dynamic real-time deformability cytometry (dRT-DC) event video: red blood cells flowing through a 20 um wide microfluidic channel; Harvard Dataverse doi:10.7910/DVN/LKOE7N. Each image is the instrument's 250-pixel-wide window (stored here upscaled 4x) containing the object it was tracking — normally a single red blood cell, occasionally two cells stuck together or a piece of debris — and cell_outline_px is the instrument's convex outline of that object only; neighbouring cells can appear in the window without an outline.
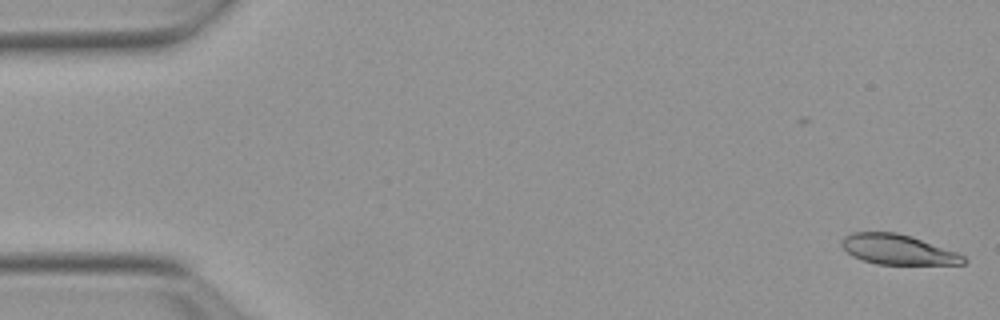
{"species": "Egyptian fruit bat (a non-hibernating species)", "species_latin": "Rousettus aegyptiacus", "temperature_condition": "warm", "stored_images_in_passage": 53, "camera_frame_rate_fps": 3000, "um_per_image_px": 0.085, "animal": {"sex": "female"}, "frame": {"image": 1, "passage_image": 1, "time_ms": 0.0, "image_size_px": [1000, 320], "cell_outline_px": [[968, 260], [964, 264], [876, 264], [852, 256], [840, 244], [840, 240], [844, 236], [852, 232], [896, 232], [912, 236], [956, 252], [964, 256]], "centroid_in_image_um": [76.3, 21.2], "position_along_channel_um": 8.7, "area_um2": 21.27}}
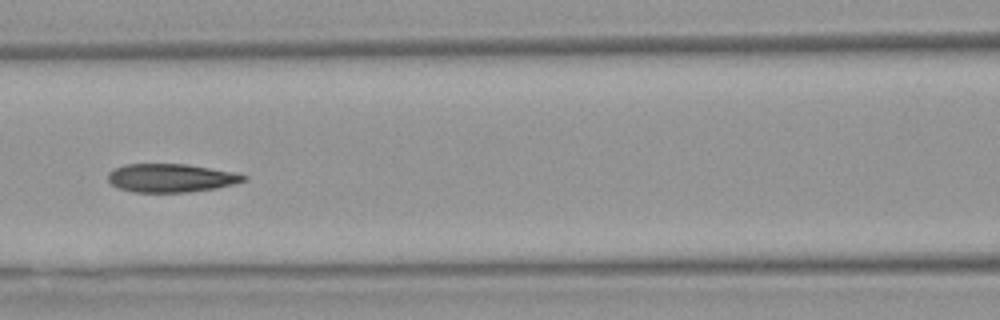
{"frame": {"image": 2, "passage_image": 23, "time_ms": 7.333, "image_size_px": [1000, 320], "cell_outline_px": [[248, 180], [216, 188], [188, 192], [132, 192], [120, 188], [112, 184], [108, 180], [108, 172], [124, 164], [188, 164], [232, 172], [248, 176]], "centroid_in_image_um": [14.53, 15.12], "position_along_channel_um": 152.1, "area_um2": 22.37}}
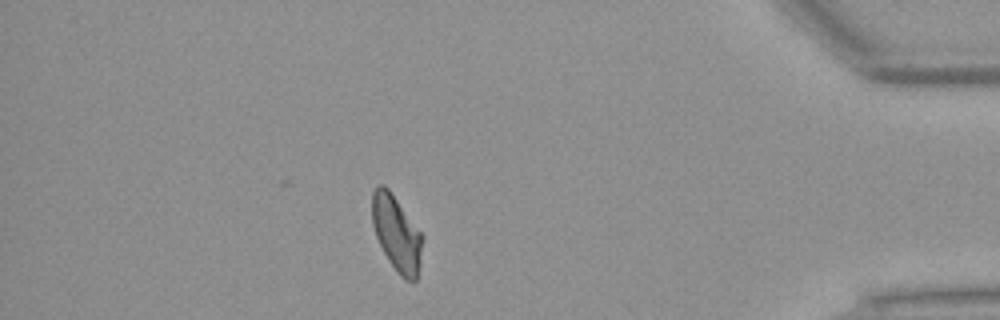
{"frame": {"image": 3, "passage_image": 46, "time_ms": 15.0, "image_size_px": [1000, 320], "cell_outline_px": [[424, 236], [416, 280], [412, 284], [404, 280], [396, 272], [388, 260], [376, 236], [372, 224], [372, 192], [376, 184], [384, 184], [388, 188]], "centroid_in_image_um": [33.7, 19.85], "position_along_channel_um": 401.5, "area_um2": 22.25}, "authors_computed_cell_mechanics": {"area_um2": 22.9466, "velocity_mm_per_s": 3.8419, "shape_relaxation_time_tau1_ms": 10.598, "shape_relaxation_time_tau2_ms": 2.9719, "deformation_change_tau1": 0.2459, "deformation_change_tau2": 0.096}}